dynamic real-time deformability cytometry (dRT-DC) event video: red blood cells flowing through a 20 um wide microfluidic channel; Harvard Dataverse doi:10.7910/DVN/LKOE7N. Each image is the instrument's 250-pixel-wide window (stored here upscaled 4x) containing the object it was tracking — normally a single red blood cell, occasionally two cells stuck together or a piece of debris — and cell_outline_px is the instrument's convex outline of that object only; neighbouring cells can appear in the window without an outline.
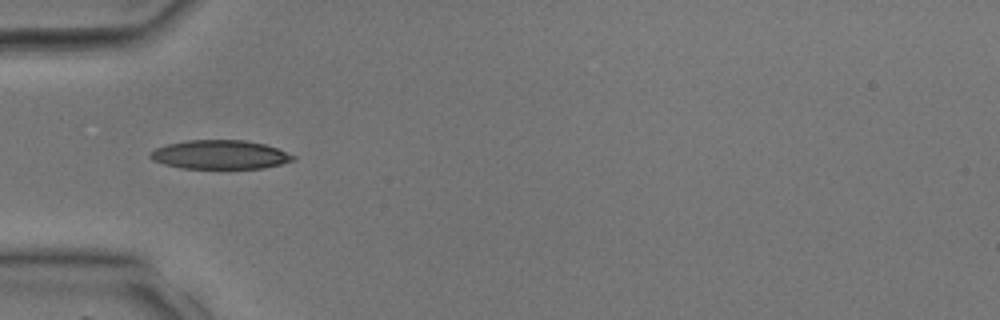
{"species": "common noctule bat (a hibernating species)", "species_latin": "Nyctalus noctula", "temperature_condition": "room temperature", "stored_images_in_passage": 26, "camera_frame_rate_fps": 3000, "um_per_image_px": 0.085, "animal": {"sex": "male", "body_mass_g": 17.9, "forearm_length_mm": 54.2}, "frame": {"image": 1, "passage_image": 1, "time_ms": 0.0, "image_size_px": [1000, 320], "cell_outline_px": [[296, 160], [264, 168], [180, 168], [164, 164], [152, 160], [148, 156], [148, 152], [156, 148], [168, 144], [188, 140], [244, 140], [264, 144], [276, 148], [296, 156]], "centroid_in_image_um": [18.68, 13.15], "position_along_channel_um": 66.3, "area_um2": 24.04}}
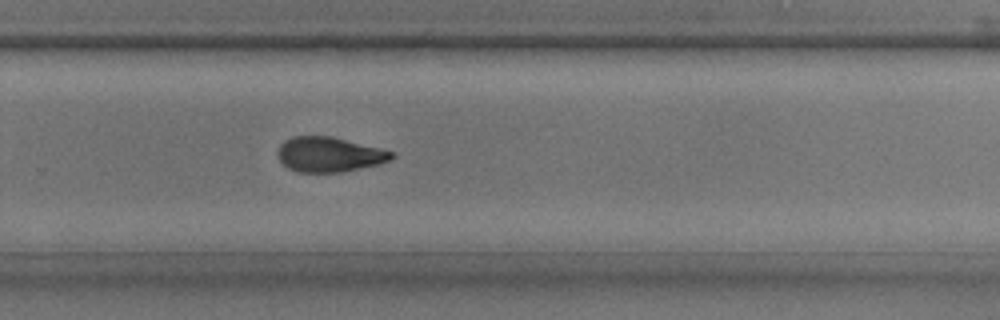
{"frame": {"image": 2, "passage_image": 14, "time_ms": 4.333, "image_size_px": [1000, 320], "cell_outline_px": [[396, 156], [380, 164], [340, 172], [300, 172], [288, 168], [276, 156], [276, 152], [280, 144], [284, 140], [292, 136], [332, 136], [380, 148], [392, 152]], "centroid_in_image_um": [27.95, 13.12], "position_along_channel_um": 301.9, "area_um2": 23.18}}
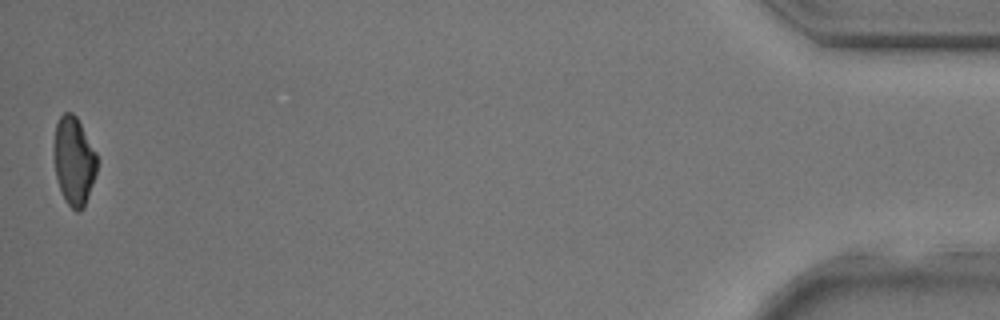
{"frame": {"image": 3, "passage_image": 26, "time_ms": 8.333, "image_size_px": [1000, 320], "cell_outline_px": [[96, 172], [84, 208], [80, 212], [76, 212], [64, 200], [56, 176], [56, 124], [60, 116], [64, 112], [72, 112], [76, 116], [96, 152]], "centroid_in_image_um": [6.31, 13.71], "position_along_channel_um": 428.9, "area_um2": 21.5}}